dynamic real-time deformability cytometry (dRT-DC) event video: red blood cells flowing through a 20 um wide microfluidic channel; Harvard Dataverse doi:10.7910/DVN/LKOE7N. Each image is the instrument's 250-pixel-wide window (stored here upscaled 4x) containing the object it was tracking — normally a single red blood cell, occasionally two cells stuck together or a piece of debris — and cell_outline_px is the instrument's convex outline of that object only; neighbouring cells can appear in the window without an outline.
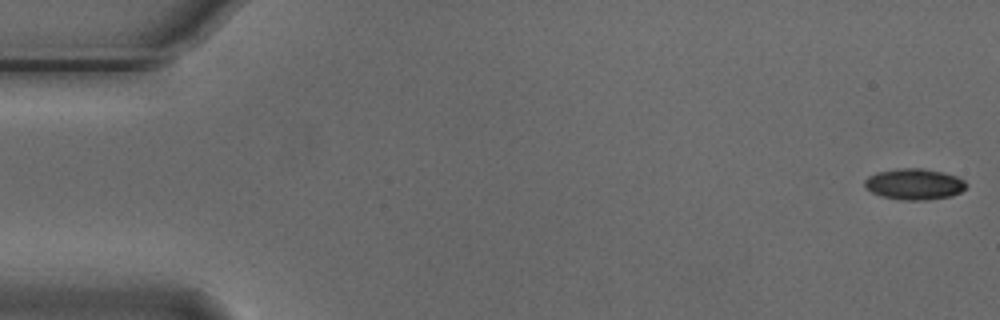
{"species": "Egyptian fruit bat (a non-hibernating species)", "species_latin": "Rousettus aegyptiacus", "temperature_condition": "cold", "stored_images_in_passage": 50, "camera_frame_rate_fps": 3000, "um_per_image_px": 0.085, "animal": {"sex": "male"}, "frame": {"image": 1, "passage_image": 1, "time_ms": 0.0, "image_size_px": [1000, 320], "cell_outline_px": [[968, 184], [960, 192], [952, 196], [928, 200], [900, 200], [880, 196], [864, 188], [864, 180], [868, 176], [876, 172], [900, 168], [920, 168], [944, 172], [956, 176], [964, 180]], "centroid_in_image_um": [77.69, 15.65], "position_along_channel_um": 7.3, "area_um2": 18.61}}
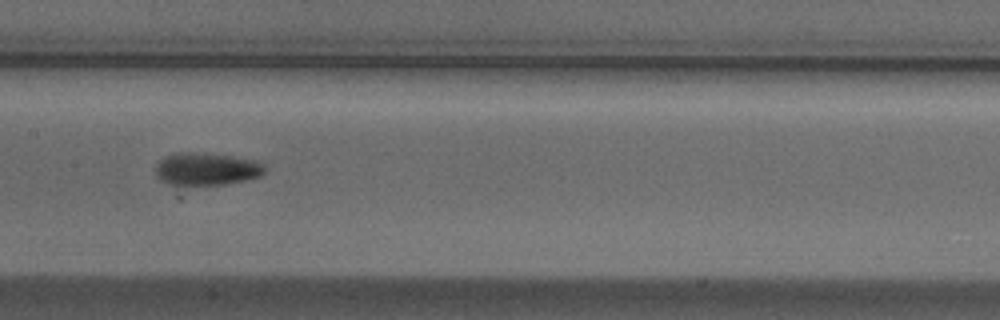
{"frame": {"image": 2, "passage_image": 27, "time_ms": 8.667, "image_size_px": [1000, 320], "cell_outline_px": [[264, 172], [260, 176], [244, 180], [224, 184], [168, 184], [160, 180], [156, 176], [156, 164], [164, 156], [180, 152], [188, 152], [228, 156], [256, 160], [264, 164]], "centroid_in_image_um": [17.52, 14.36], "position_along_channel_um": 189.9, "area_um2": 20.35}}
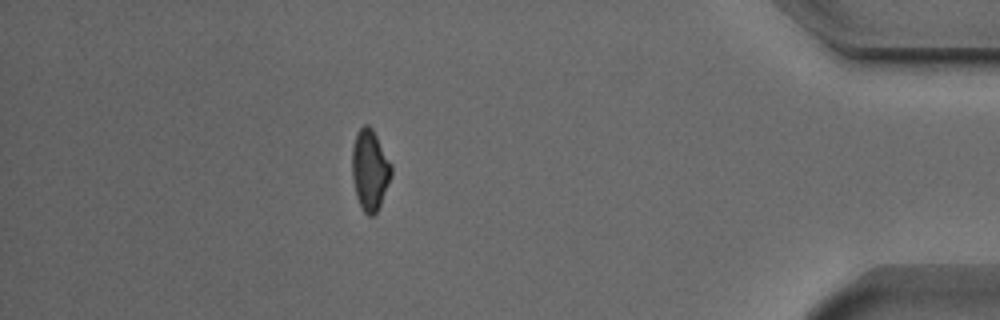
{"frame": {"image": 3, "passage_image": 48, "time_ms": 15.667, "image_size_px": [1000, 320], "cell_outline_px": [[392, 176], [380, 204], [376, 212], [372, 216], [368, 216], [364, 212], [356, 196], [352, 176], [352, 148], [356, 132], [364, 124], [368, 124], [372, 128], [392, 164]], "centroid_in_image_um": [31.44, 14.42], "position_along_channel_um": 403.8, "area_um2": 18.5}}